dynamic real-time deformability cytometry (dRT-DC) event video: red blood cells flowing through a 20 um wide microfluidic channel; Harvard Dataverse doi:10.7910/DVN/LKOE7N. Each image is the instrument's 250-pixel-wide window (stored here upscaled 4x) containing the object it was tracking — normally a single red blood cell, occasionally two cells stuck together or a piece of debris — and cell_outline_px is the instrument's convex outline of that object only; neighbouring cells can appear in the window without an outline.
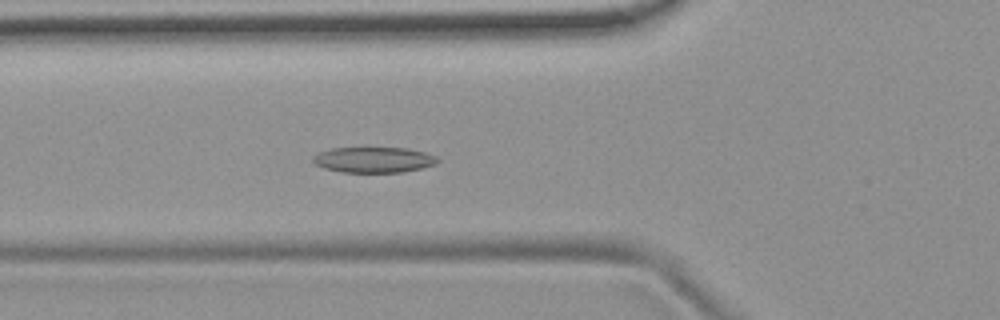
{"species": "common noctule bat (a hibernating species)", "species_latin": "Nyctalus noctula", "temperature_condition": "room temperature", "stored_images_in_passage": 39, "camera_frame_rate_fps": 3000, "um_per_image_px": 0.085, "animal": {"sex": "female", "body_mass_g": 19.9}, "frame": {"image": 1, "passage_image": 5, "time_ms": 1.333, "image_size_px": [1000, 320], "cell_outline_px": [[440, 160], [436, 164], [424, 168], [404, 172], [340, 172], [324, 168], [316, 164], [312, 160], [312, 156], [320, 152], [332, 148], [408, 148], [424, 152], [436, 156]], "centroid_in_image_um": [31.79, 13.59], "position_along_channel_um": 94.0, "area_um2": 18.67}}
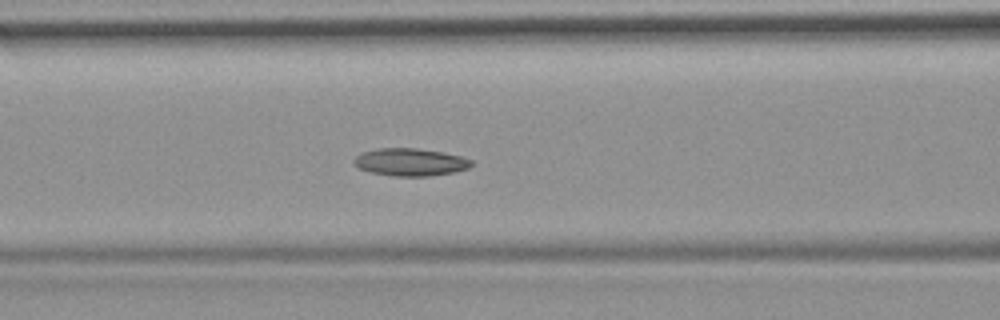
{"frame": {"image": 2, "passage_image": 8, "time_ms": 2.333, "image_size_px": [1000, 320], "cell_outline_px": [[472, 164], [468, 168], [452, 172], [428, 176], [392, 176], [372, 172], [360, 168], [352, 164], [352, 160], [356, 156], [364, 152], [376, 148], [416, 148], [440, 152], [460, 156], [472, 160]], "centroid_in_image_um": [34.83, 13.78], "position_along_channel_um": 131.8, "area_um2": 18.67}}
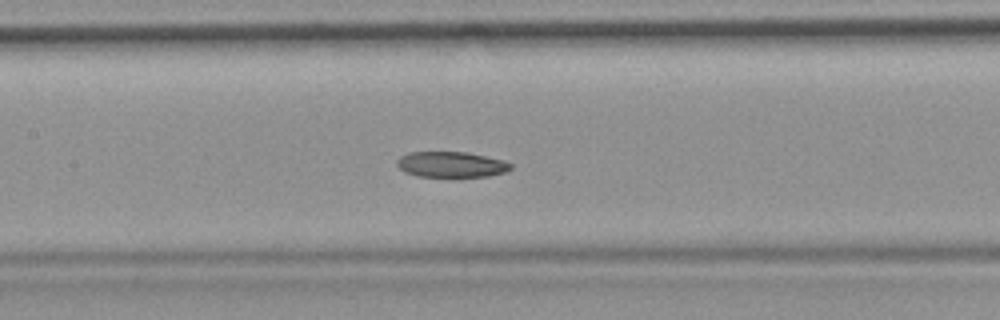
{"frame": {"image": 3, "passage_image": 11, "time_ms": 3.333, "image_size_px": [1000, 320], "cell_outline_px": [[512, 168], [504, 172], [488, 176], [456, 180], [452, 180], [416, 176], [404, 172], [396, 164], [396, 160], [400, 156], [408, 152], [464, 152], [504, 160], [512, 164]], "centroid_in_image_um": [38.33, 14.04], "position_along_channel_um": 169.1, "area_um2": 17.98}, "authors_computed_cell_mechanics": {"area_um2": 18.496, "velocity_mm_per_s": 3.7317, "shape_relaxation_time_tau1_ms": 4.6617, "shape_relaxation_time_tau2_ms": 6.1084, "deformation_change_tau1": 0.0959, "deformation_change_tau2": 0.1184}}